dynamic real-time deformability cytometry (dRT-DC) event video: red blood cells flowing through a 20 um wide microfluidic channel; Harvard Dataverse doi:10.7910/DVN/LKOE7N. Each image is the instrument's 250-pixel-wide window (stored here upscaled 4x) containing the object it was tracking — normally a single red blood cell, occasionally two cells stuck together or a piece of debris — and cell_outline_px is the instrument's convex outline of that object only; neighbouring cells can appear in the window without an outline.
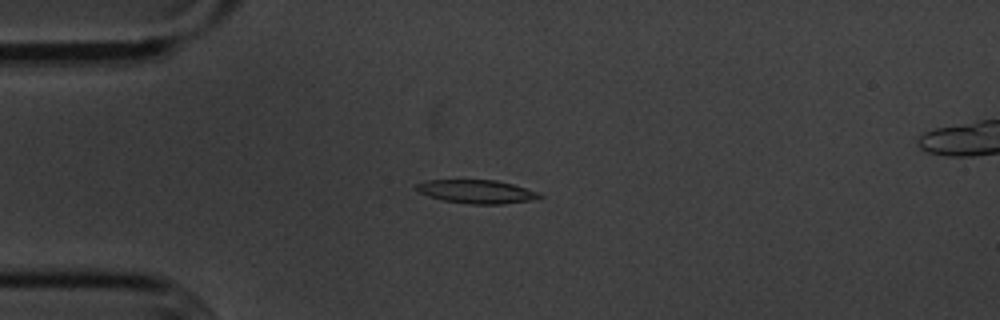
{"species": "common noctule bat (a hibernating species)", "species_latin": "Nyctalus noctula", "temperature_condition": "cold", "stored_images_in_passage": 54, "camera_frame_rate_fps": 3000, "um_per_image_px": 0.085, "animal": {"sex": "male", "body_mass_g": 20.1, "forearm_length_mm": 53.5}, "frame": {"image": 1, "passage_image": 13, "time_ms": 4.0, "image_size_px": [1000, 320], "cell_outline_px": [[544, 196], [528, 200], [500, 204], [472, 204], [444, 200], [428, 196], [416, 192], [416, 184], [428, 180], [496, 180], [512, 184], [540, 192]], "centroid_in_image_um": [40.49, 16.28], "position_along_channel_um": 44.5, "area_um2": 16.7}}
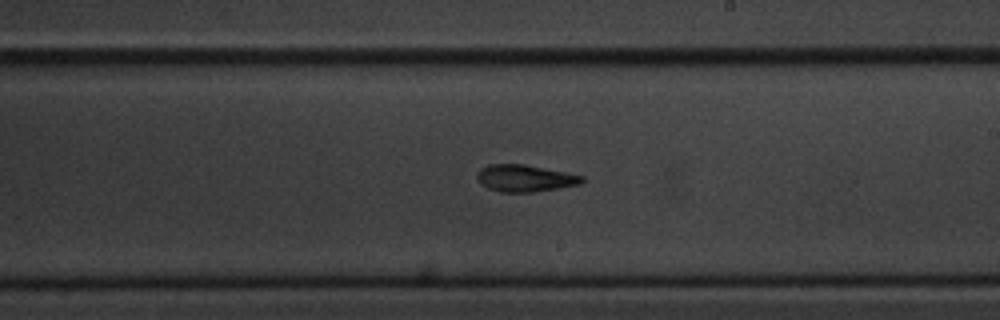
{"frame": {"image": 2, "passage_image": 31, "time_ms": 10.0, "image_size_px": [1000, 320], "cell_outline_px": [[584, 180], [580, 184], [536, 192], [500, 192], [488, 188], [480, 184], [476, 180], [476, 176], [480, 168], [488, 164], [524, 164], [584, 176]], "centroid_in_image_um": [44.57, 15.15], "position_along_channel_um": 244.4, "area_um2": 16.53}}
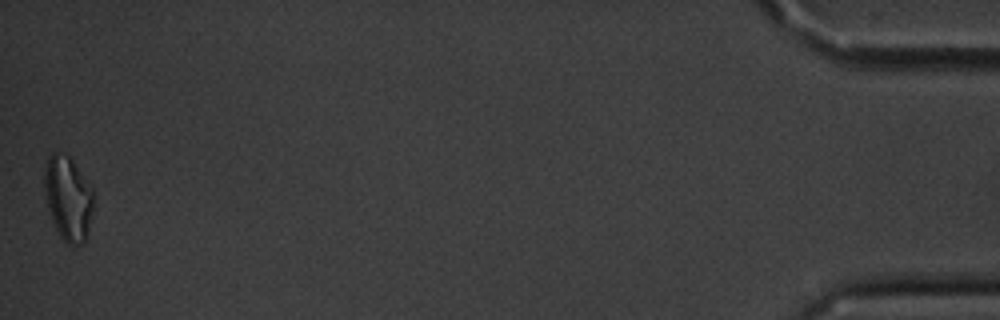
{"frame": {"image": 3, "passage_image": 54, "time_ms": 17.667, "image_size_px": [1000, 320], "cell_outline_px": [[92, 212], [88, 236], [84, 244], [76, 248], [72, 248], [60, 236], [52, 220], [44, 188], [44, 168], [48, 156], [52, 152], [64, 152], [72, 160], [92, 188]], "centroid_in_image_um": [5.79, 16.89], "position_along_channel_um": 429.4, "area_um2": 24.28}, "authors_computed_cell_mechanics": {"area_um2": 16.8487, "velocity_mm_per_s": 3.6239, "shape_relaxation_time_tau1_ms": 6.4806, "shape_relaxation_time_tau2_ms": 4.8132, "deformation_change_tau1": 0.182, "deformation_change_tau2": 0.1384}}